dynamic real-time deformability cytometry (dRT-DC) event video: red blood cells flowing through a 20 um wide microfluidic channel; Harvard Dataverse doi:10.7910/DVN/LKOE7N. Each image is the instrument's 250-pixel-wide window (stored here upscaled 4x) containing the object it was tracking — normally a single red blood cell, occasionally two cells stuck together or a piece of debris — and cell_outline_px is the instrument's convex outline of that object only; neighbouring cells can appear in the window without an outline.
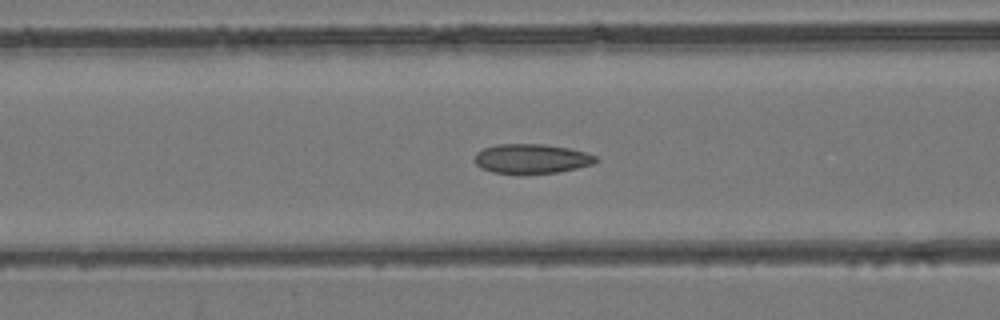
{"species": "common noctule bat (a hibernating species)", "species_latin": "Nyctalus noctula", "temperature_condition": "room temperature", "stored_images_in_passage": 48, "camera_frame_rate_fps": 3000, "um_per_image_px": 0.085, "animal": {"sex": "female", "body_mass_g": 24.6, "forearm_length_mm": 56.2}, "frame": {"image": 1, "passage_image": 19, "time_ms": 6.0, "image_size_px": [1000, 320], "cell_outline_px": [[600, 160], [592, 164], [576, 168], [556, 172], [524, 176], [492, 172], [480, 168], [476, 164], [476, 152], [484, 148], [500, 144], [544, 144], [568, 148], [584, 152], [596, 156]], "centroid_in_image_um": [45.16, 13.52], "position_along_channel_um": 121.4, "area_um2": 21.21}}
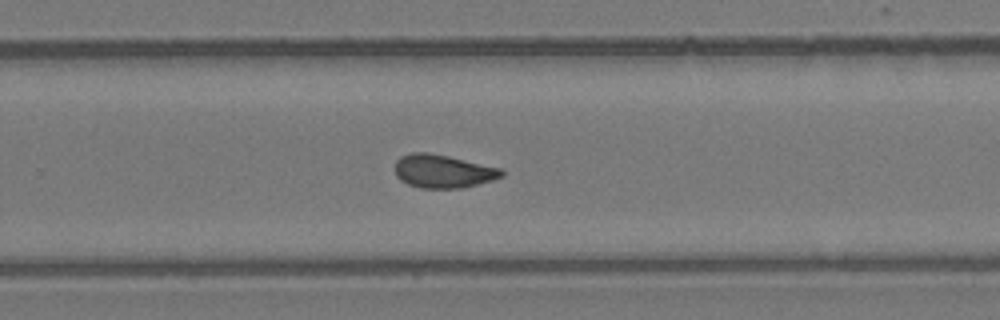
{"frame": {"image": 2, "passage_image": 31, "time_ms": 10.0, "image_size_px": [1000, 320], "cell_outline_px": [[504, 176], [492, 180], [460, 188], [420, 188], [408, 184], [400, 180], [396, 176], [396, 160], [400, 156], [412, 152], [428, 152], [448, 156], [504, 168]], "centroid_in_image_um": [37.67, 14.55], "position_along_channel_um": 292.1, "area_um2": 20.81}}
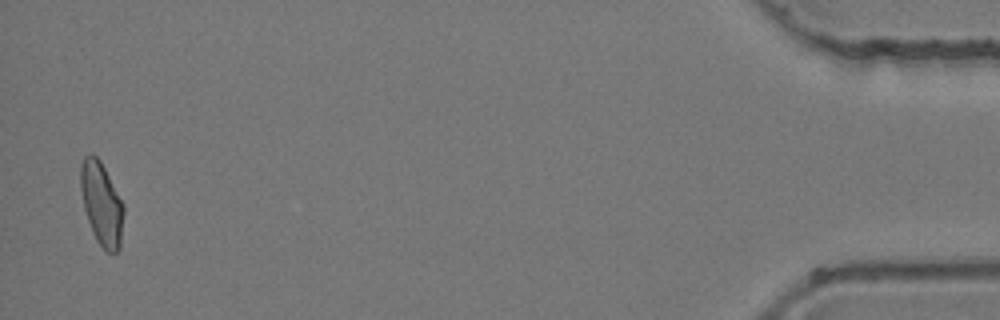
{"frame": {"image": 3, "passage_image": 47, "time_ms": 15.333, "image_size_px": [1000, 320], "cell_outline_px": [[124, 212], [120, 248], [116, 252], [108, 252], [96, 240], [92, 232], [84, 208], [80, 188], [80, 164], [84, 156], [92, 152], [100, 160], [124, 204]], "centroid_in_image_um": [8.63, 17.29], "position_along_channel_um": 426.6, "area_um2": 20.92}}